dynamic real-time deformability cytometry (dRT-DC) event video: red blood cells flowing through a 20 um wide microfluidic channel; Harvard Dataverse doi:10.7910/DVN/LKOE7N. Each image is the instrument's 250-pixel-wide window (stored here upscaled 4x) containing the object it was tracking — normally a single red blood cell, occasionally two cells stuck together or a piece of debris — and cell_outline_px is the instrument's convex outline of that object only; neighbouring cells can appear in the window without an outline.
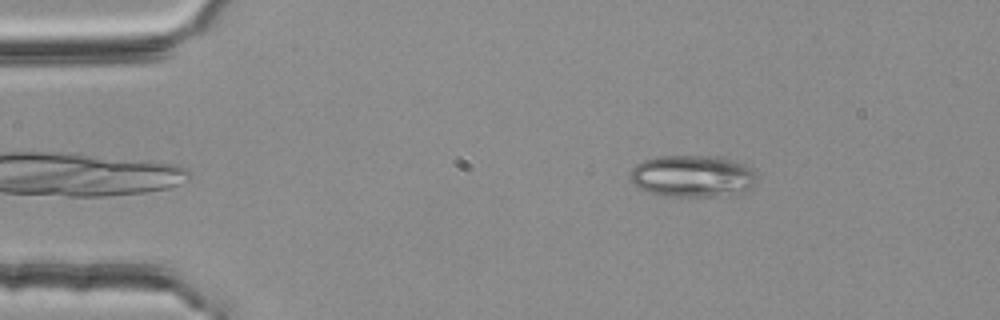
{"species": "common noctule bat (a hibernating species)", "species_latin": "Nyctalus noctula", "temperature_condition": "room temperature", "stored_images_in_passage": 49, "camera_frame_rate_fps": 3000, "um_per_image_px": 0.085, "animal": {"sex": "female", "body_mass_g": 25.1}, "frame": {"image": 1, "passage_image": 4, "time_ms": 1.0, "image_size_px": [1000, 320], "cell_outline_px": [[756, 184], [752, 188], [744, 192], [728, 196], [664, 196], [648, 192], [632, 184], [628, 180], [628, 172], [636, 164], [644, 160], [656, 156], [720, 156], [744, 164], [756, 172]], "centroid_in_image_um": [58.85, 14.98], "position_along_channel_um": 26.1, "area_um2": 31.62}}
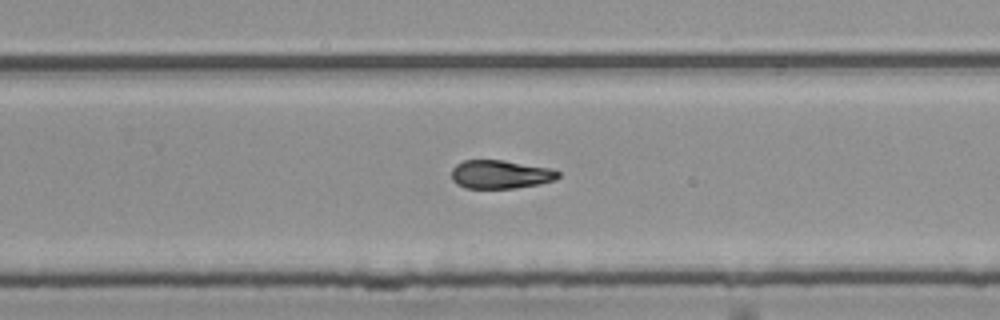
{"frame": {"image": 2, "passage_image": 30, "time_ms": 9.667, "image_size_px": [1000, 320], "cell_outline_px": [[560, 176], [556, 180], [540, 184], [516, 188], [464, 188], [456, 184], [452, 180], [452, 168], [456, 164], [464, 160], [504, 160], [548, 168], [560, 172]], "centroid_in_image_um": [42.53, 14.83], "position_along_channel_um": 287.3, "area_um2": 17.8}}
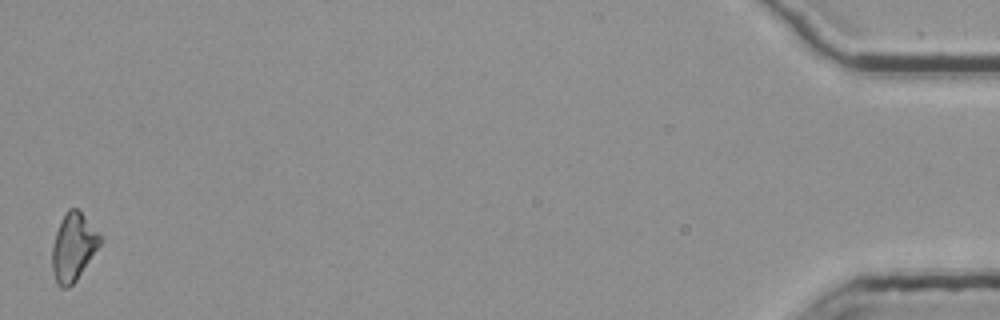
{"frame": {"image": 3, "passage_image": 49, "time_ms": 16.0, "image_size_px": [1000, 320], "cell_outline_px": [[100, 244], [76, 280], [68, 288], [60, 288], [52, 272], [52, 248], [56, 232], [68, 208], [76, 208], [100, 232]], "centroid_in_image_um": [6.22, 21.01], "position_along_channel_um": 429.0, "area_um2": 18.5}, "authors_computed_cell_mechanics": {"area_um2": 18.5538, "velocity_mm_per_s": 3.7838, "shape_relaxation_time_tau1_ms": null, "shape_relaxation_time_tau2_ms": 3.2886, "deformation_change_tau1": null, "deformation_change_tau2": 0.0883}}